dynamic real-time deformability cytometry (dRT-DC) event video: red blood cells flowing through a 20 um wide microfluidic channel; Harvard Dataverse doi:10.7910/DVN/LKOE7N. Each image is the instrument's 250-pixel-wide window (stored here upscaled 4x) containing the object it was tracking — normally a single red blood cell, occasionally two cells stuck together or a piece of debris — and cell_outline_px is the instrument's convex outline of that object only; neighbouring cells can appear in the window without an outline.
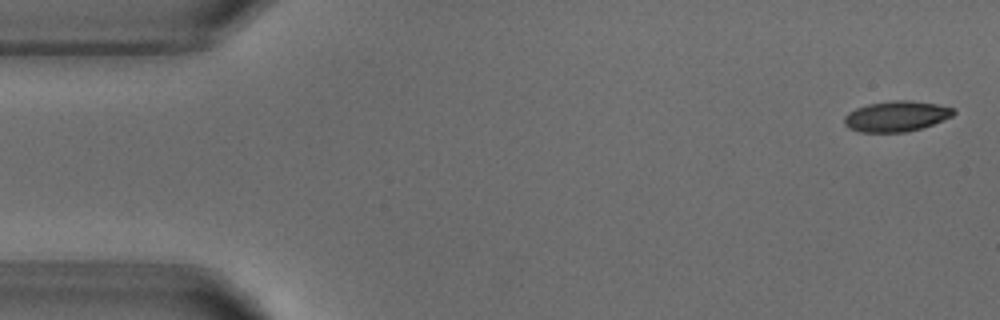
{"species": "common noctule bat (a hibernating species)", "species_latin": "Nyctalus noctula", "temperature_condition": "warm", "stored_images_in_passage": 4, "camera_frame_rate_fps": 3000, "um_per_image_px": 0.085, "animal": {"sex": "male", "body_mass_g": 18.8}, "frame": {"image": 1, "passage_image": 1, "time_ms": 0.0, "image_size_px": [1000, 320], "cell_outline_px": [[956, 112], [952, 116], [932, 124], [908, 132], [860, 132], [848, 128], [844, 124], [844, 116], [848, 112], [856, 108], [868, 104], [892, 100], [912, 100], [936, 104], [956, 108]], "centroid_in_image_um": [76.18, 9.87], "position_along_channel_um": 8.8, "area_um2": 19.54}}
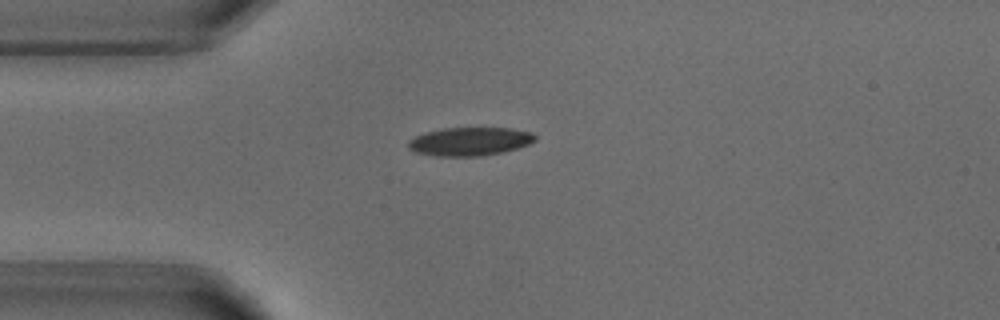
{"frame": {"image": 2, "passage_image": 4, "time_ms": 3.667, "image_size_px": [1000, 320], "cell_outline_px": [[536, 140], [520, 148], [480, 156], [436, 156], [416, 152], [408, 148], [408, 140], [424, 132], [440, 128], [512, 128], [532, 132], [536, 136]], "centroid_in_image_um": [39.93, 12.01], "position_along_channel_um": 45.1, "area_um2": 21.1}}